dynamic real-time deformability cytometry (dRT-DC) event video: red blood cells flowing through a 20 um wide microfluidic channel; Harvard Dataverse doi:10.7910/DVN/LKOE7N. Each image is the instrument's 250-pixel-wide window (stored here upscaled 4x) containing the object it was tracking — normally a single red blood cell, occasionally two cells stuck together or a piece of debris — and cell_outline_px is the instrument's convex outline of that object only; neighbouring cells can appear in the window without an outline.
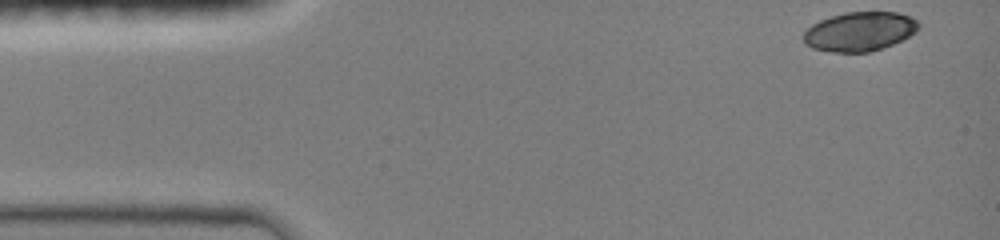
{"species": "common noctule bat (a hibernating species)", "species_latin": "Nyctalus noctula", "temperature_condition": "room temperature", "stored_images_in_passage": 42, "camera_frame_rate_fps": 3000, "um_per_image_px": 0.085, "animal": {"sex": "female", "body_mass_g": 19.0, "forearm_length_mm": 51.5}, "frame": {"image": 1, "passage_image": 1, "time_ms": 0.0, "image_size_px": [1000, 240], "cell_outline_px": [[920, 28], [916, 32], [892, 44], [868, 52], [832, 52], [812, 48], [804, 40], [804, 32], [812, 24], [820, 20], [844, 12], [896, 12], [908, 16], [916, 20], [920, 24]], "centroid_in_image_um": [73.08, 2.67], "position_along_channel_um": 11.9, "area_um2": 26.01}}
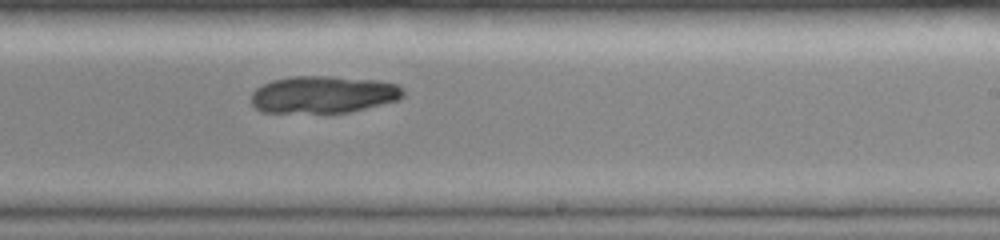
{"frame": {"image": 2, "passage_image": 27, "time_ms": 8.667, "image_size_px": [1000, 240], "cell_outline_px": [[404, 96], [400, 100], [348, 112], [260, 112], [252, 104], [252, 92], [256, 88], [272, 80], [288, 76], [332, 76], [376, 80], [396, 84], [404, 88]], "centroid_in_image_um": [27.5, 8.02], "position_along_channel_um": 261.5, "area_um2": 33.0}}
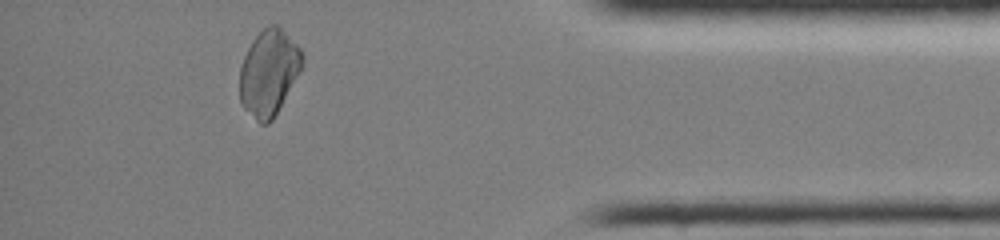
{"frame": {"image": 3, "passage_image": 40, "time_ms": 13.0, "image_size_px": [1000, 240], "cell_outline_px": [[304, 64], [300, 72], [272, 120], [268, 124], [260, 124], [240, 104], [240, 68], [244, 56], [252, 40], [268, 24], [276, 24], [304, 52]], "centroid_in_image_um": [22.85, 6.17], "position_along_channel_um": 412.3, "area_um2": 31.21}}